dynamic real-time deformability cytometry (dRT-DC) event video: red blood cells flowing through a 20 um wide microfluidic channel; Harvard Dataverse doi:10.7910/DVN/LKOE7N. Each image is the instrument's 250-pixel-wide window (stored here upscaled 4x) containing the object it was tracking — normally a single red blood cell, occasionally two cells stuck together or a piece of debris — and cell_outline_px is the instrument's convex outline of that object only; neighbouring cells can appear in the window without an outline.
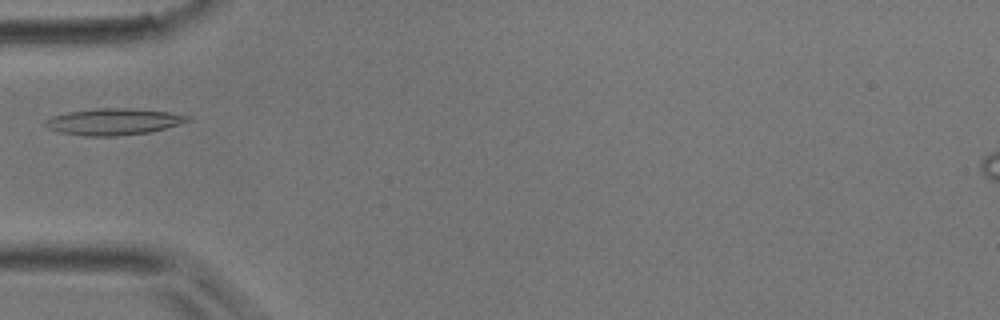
{"species": "common noctule bat (a hibernating species)", "species_latin": "Nyctalus noctula", "temperature_condition": "room temperature", "stored_images_in_passage": 28, "camera_frame_rate_fps": 3000, "um_per_image_px": 0.085, "animal": {"sex": "male", "body_mass_g": 17.9}, "frame": {"image": 1, "passage_image": 1, "time_ms": 0.0, "image_size_px": [1000, 320], "cell_outline_px": [[192, 120], [180, 124], [148, 132], [116, 136], [84, 136], [60, 132], [48, 128], [44, 124], [44, 120], [52, 116], [72, 112], [96, 108], [136, 108], [168, 112], [192, 116]], "centroid_in_image_um": [9.68, 10.34], "position_along_channel_um": 75.3, "area_um2": 21.96}}
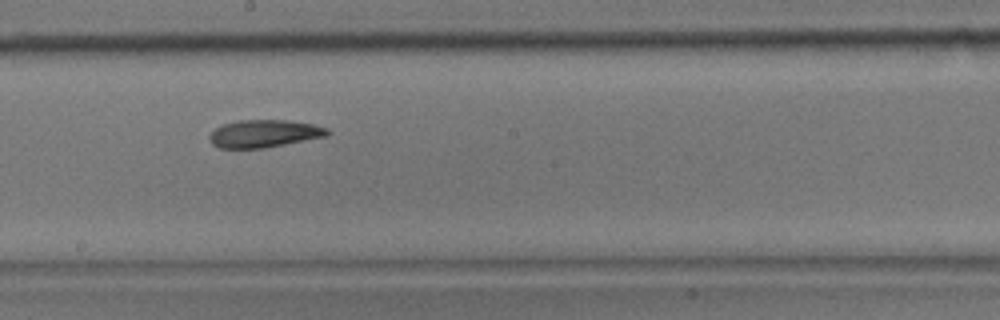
{"frame": {"image": 2, "passage_image": 11, "time_ms": 3.333, "image_size_px": [1000, 320], "cell_outline_px": [[332, 132], [328, 136], [264, 148], [220, 148], [212, 144], [208, 140], [208, 136], [216, 128], [224, 124], [236, 120], [288, 120], [312, 124], [328, 128]], "centroid_in_image_um": [22.47, 11.35], "position_along_channel_um": 225.7, "area_um2": 19.07}}
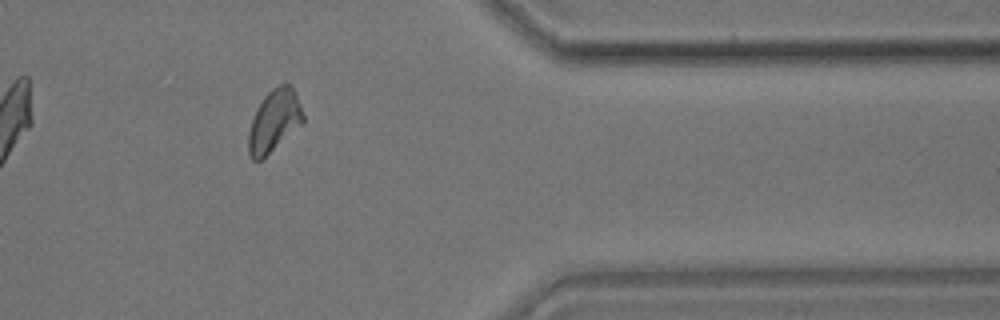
{"frame": {"image": 3, "passage_image": 23, "time_ms": 7.333, "image_size_px": [1000, 320], "cell_outline_px": [[304, 120], [300, 124], [260, 160], [252, 160], [248, 152], [248, 132], [252, 120], [264, 96], [272, 88], [280, 84], [292, 84], [300, 104], [304, 116]], "centroid_in_image_um": [23.29, 10.23], "position_along_channel_um": 388.1, "area_um2": 19.13}}